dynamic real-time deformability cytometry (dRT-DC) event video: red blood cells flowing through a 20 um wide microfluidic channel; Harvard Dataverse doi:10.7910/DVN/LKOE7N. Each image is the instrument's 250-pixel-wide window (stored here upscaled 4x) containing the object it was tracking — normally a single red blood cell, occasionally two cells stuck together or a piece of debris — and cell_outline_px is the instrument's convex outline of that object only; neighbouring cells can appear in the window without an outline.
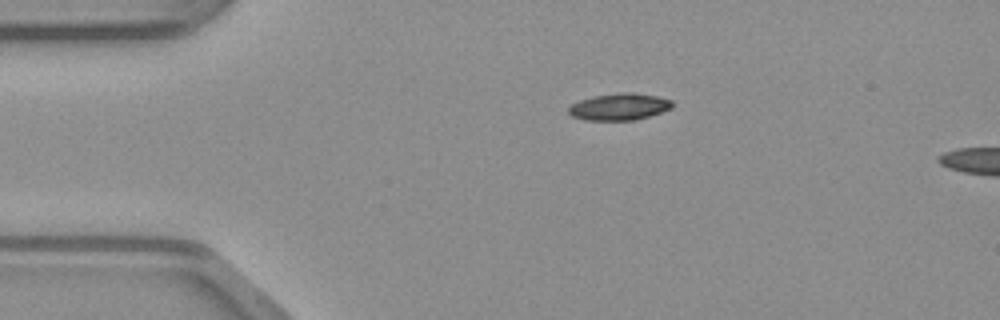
{"species": "common noctule bat (a hibernating species)", "species_latin": "Nyctalus noctula", "temperature_condition": "warm", "stored_images_in_passage": 40, "camera_frame_rate_fps": 3000, "um_per_image_px": 0.085, "animal": {"sex": "male", "body_mass_g": 23.1, "forearm_length_mm": 52.7}, "frame": {"image": 1, "passage_image": 1, "time_ms": 0.0, "image_size_px": [1000, 320], "cell_outline_px": [[672, 108], [636, 120], [584, 120], [572, 116], [568, 112], [568, 108], [572, 104], [580, 100], [592, 96], [620, 92], [632, 92], [656, 96], [672, 100]], "centroid_in_image_um": [52.62, 9.07], "position_along_channel_um": 32.4, "area_um2": 16.18}}
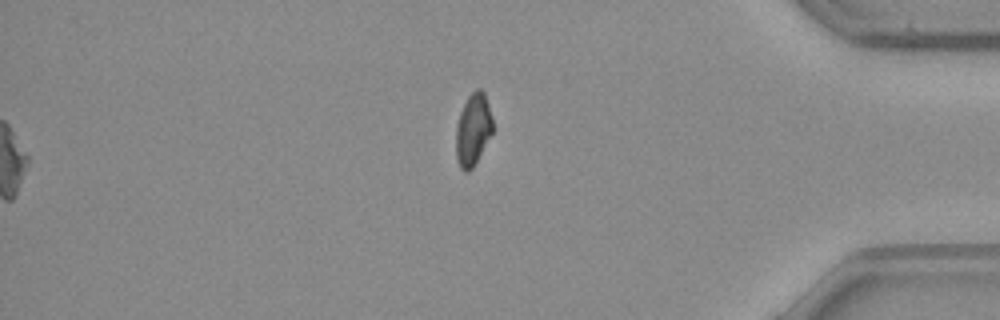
{"frame": {"image": 2, "passage_image": 32, "time_ms": 10.333, "image_size_px": [1000, 320], "cell_outline_px": [[492, 132], [472, 168], [468, 172], [464, 172], [460, 168], [456, 156], [456, 124], [460, 112], [468, 96], [476, 88], [480, 88], [484, 92], [492, 116]], "centroid_in_image_um": [40.19, 10.99], "position_along_channel_um": 395.0, "area_um2": 15.26}}
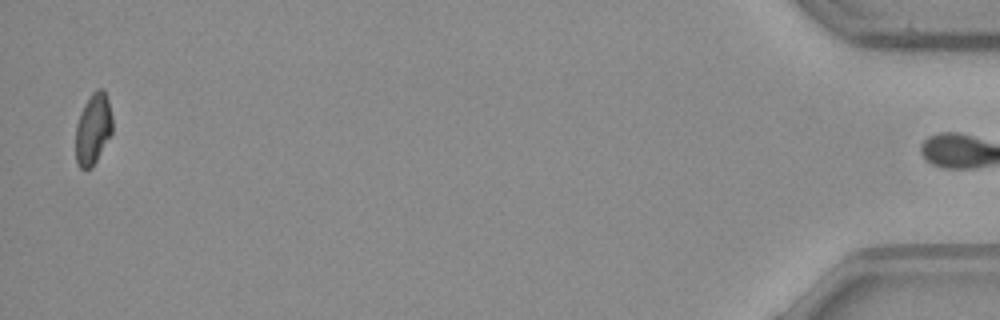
{"frame": {"image": 3, "passage_image": 39, "time_ms": 12.667, "image_size_px": [1000, 320], "cell_outline_px": [[112, 132], [92, 168], [80, 168], [76, 160], [76, 124], [80, 112], [84, 104], [92, 92], [96, 88], [104, 88], [108, 100], [112, 116]], "centroid_in_image_um": [7.91, 10.92], "position_along_channel_um": 427.3, "area_um2": 15.26}}